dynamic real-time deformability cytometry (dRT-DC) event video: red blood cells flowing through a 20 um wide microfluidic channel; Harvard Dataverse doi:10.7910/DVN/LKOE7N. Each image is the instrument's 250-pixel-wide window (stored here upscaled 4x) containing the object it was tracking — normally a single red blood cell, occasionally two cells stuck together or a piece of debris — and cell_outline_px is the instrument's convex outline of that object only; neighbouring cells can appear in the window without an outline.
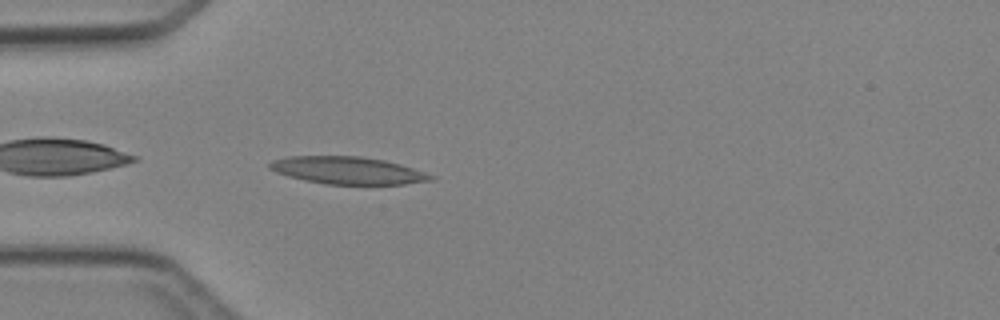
{"species": "Egyptian fruit bat (a non-hibernating species)", "species_latin": "Rousettus aegyptiacus", "temperature_condition": "cold", "stored_images_in_passage": 2, "camera_frame_rate_fps": 3000, "um_per_image_px": 0.085, "animal": {"sex": "female"}, "frame": {"image": 1, "passage_image": 2, "time_ms": 1.0, "image_size_px": [1000, 320], "cell_outline_px": [[436, 176], [432, 180], [404, 184], [324, 184], [304, 180], [288, 176], [276, 172], [268, 168], [268, 164], [272, 160], [288, 156], [360, 156], [384, 160], [400, 164]], "centroid_in_image_um": [29.52, 14.48], "position_along_channel_um": 55.5, "area_um2": 25.66}}